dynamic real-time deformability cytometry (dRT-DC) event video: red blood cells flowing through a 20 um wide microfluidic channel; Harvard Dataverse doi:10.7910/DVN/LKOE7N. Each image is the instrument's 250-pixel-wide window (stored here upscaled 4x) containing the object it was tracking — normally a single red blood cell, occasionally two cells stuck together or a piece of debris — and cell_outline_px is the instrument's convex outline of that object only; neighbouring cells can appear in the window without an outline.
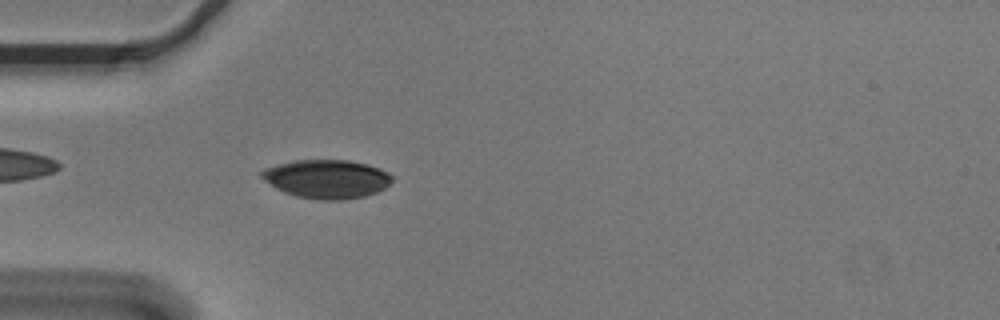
{"species": "Egyptian fruit bat (a non-hibernating species)", "species_latin": "Rousettus aegyptiacus", "temperature_condition": "cold", "stored_images_in_passage": 27, "camera_frame_rate_fps": 3000, "um_per_image_px": 0.085, "animal": {"sex": "male"}, "frame": {"image": 1, "passage_image": 4, "time_ms": 1.0, "image_size_px": [1000, 320], "cell_outline_px": [[392, 180], [384, 188], [376, 192], [364, 196], [340, 200], [320, 200], [296, 196], [284, 192], [276, 188], [264, 180], [260, 176], [260, 172], [264, 168], [276, 164], [292, 160], [348, 160], [368, 164], [380, 168], [388, 172], [392, 176]], "centroid_in_image_um": [27.75, 15.2], "position_along_channel_um": 57.3, "area_um2": 29.48}}
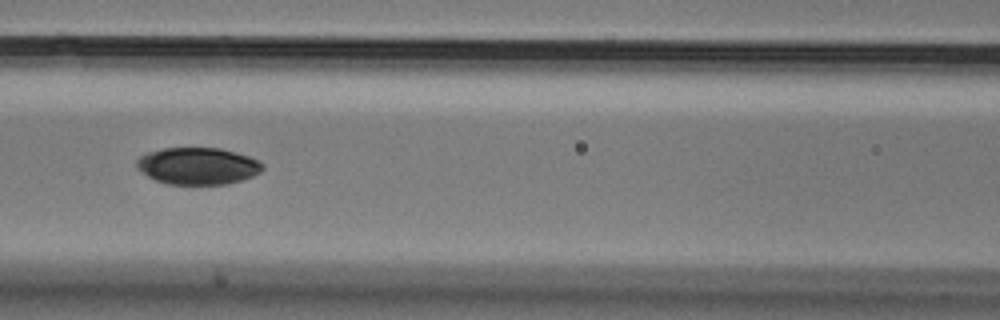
{"frame": {"image": 2, "passage_image": 12, "time_ms": 3.667, "image_size_px": [1000, 320], "cell_outline_px": [[264, 168], [260, 172], [252, 176], [228, 184], [164, 184], [140, 172], [136, 168], [136, 160], [140, 156], [148, 152], [164, 148], [220, 148], [236, 152], [248, 156], [264, 164]], "centroid_in_image_um": [16.78, 14.11], "position_along_channel_um": 149.8, "area_um2": 27.17}}
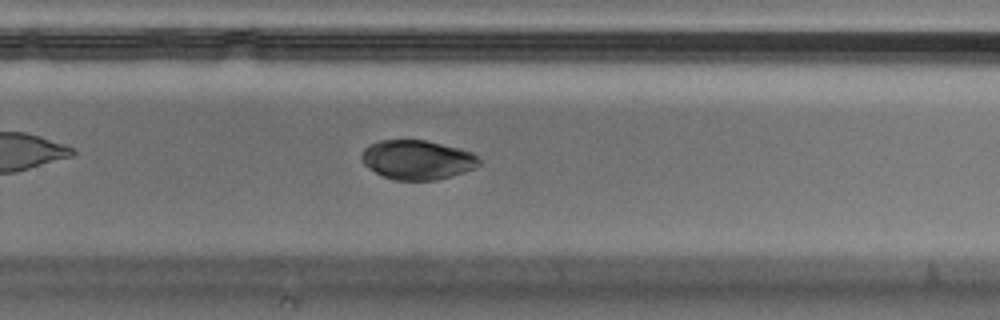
{"frame": {"image": 3, "passage_image": 24, "time_ms": 7.667, "image_size_px": [1000, 320], "cell_outline_px": [[480, 164], [476, 168], [452, 176], [436, 180], [392, 180], [368, 168], [360, 160], [360, 156], [364, 148], [368, 144], [380, 140], [424, 140], [460, 148], [472, 152], [480, 160]], "centroid_in_image_um": [35.45, 13.58], "position_along_channel_um": 294.3, "area_um2": 27.17}}